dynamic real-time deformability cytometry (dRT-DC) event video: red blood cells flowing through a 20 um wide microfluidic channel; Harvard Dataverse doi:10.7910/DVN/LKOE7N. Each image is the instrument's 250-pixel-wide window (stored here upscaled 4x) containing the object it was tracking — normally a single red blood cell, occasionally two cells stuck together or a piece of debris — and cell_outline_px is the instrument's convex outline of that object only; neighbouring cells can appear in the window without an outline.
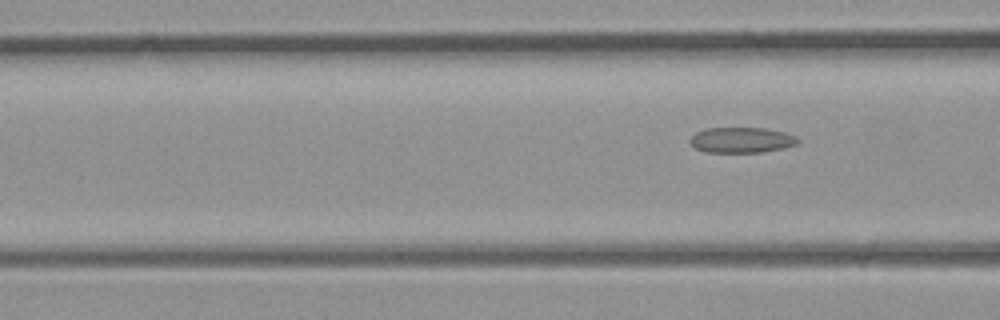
{"species": "common noctule bat (a hibernating species)", "species_latin": "Nyctalus noctula", "temperature_condition": "room temperature", "stored_images_in_passage": 3, "camera_frame_rate_fps": 3000, "um_per_image_px": 0.085, "animal": {"sex": "male", "body_mass_g": 23.1, "forearm_length_mm": 52.7}, "frame": {"image": 1, "passage_image": 3, "time_ms": 0.667, "image_size_px": [1000, 320], "cell_outline_px": [[800, 140], [796, 144], [784, 148], [764, 152], [704, 152], [696, 148], [688, 140], [696, 132], [708, 128], [764, 128], [784, 132], [796, 136]], "centroid_in_image_um": [63.04, 11.9], "position_along_channel_um": 103.6, "area_um2": 16.01}}